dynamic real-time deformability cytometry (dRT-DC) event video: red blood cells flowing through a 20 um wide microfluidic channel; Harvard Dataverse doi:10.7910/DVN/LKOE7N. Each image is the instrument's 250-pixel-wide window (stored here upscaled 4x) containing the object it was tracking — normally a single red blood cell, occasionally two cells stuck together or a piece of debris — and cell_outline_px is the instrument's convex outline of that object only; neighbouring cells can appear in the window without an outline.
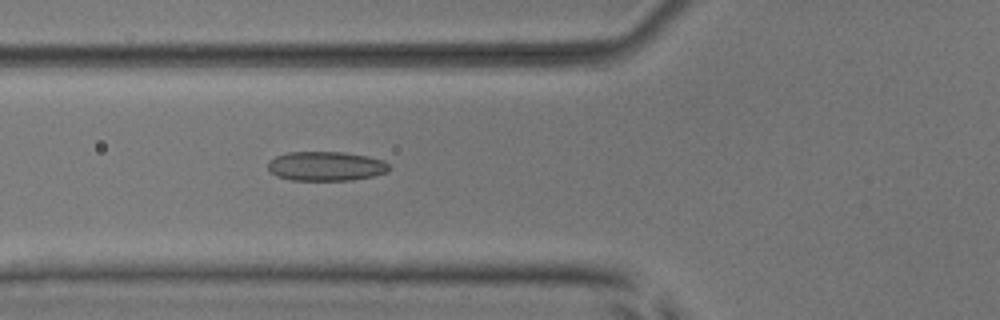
{"species": "common noctule bat (a hibernating species)", "species_latin": "Nyctalus noctula", "temperature_condition": "room temperature", "stored_images_in_passage": 53, "camera_frame_rate_fps": 3000, "um_per_image_px": 0.085, "animal": {"sex": "male", "body_mass_g": 17.9, "forearm_length_mm": 54.2}, "frame": {"image": 1, "passage_image": 20, "time_ms": 6.333, "image_size_px": [1000, 320], "cell_outline_px": [[392, 168], [388, 172], [372, 176], [352, 180], [292, 180], [276, 176], [268, 168], [268, 160], [276, 156], [288, 152], [344, 152], [368, 156], [384, 160]], "centroid_in_image_um": [27.73, 14.12], "position_along_channel_um": 98.1, "area_um2": 20.87}}
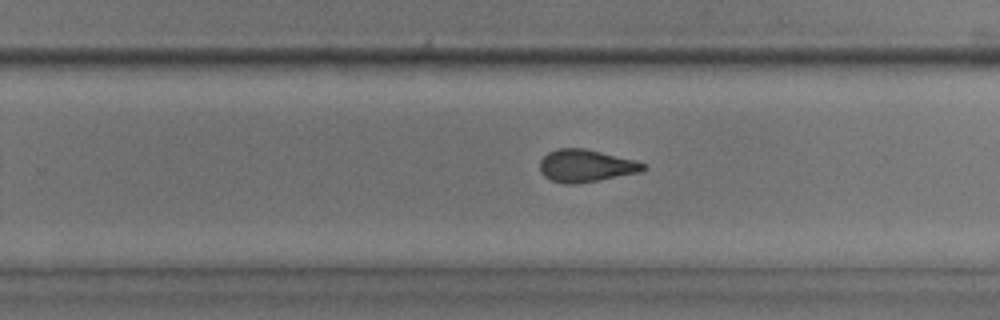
{"frame": {"image": 2, "passage_image": 34, "time_ms": 11.0, "image_size_px": [1000, 320], "cell_outline_px": [[648, 168], [640, 172], [576, 184], [564, 184], [552, 180], [544, 176], [540, 172], [540, 160], [548, 152], [556, 148], [584, 148], [632, 160], [644, 164]], "centroid_in_image_um": [49.74, 14.09], "position_along_channel_um": 280.1, "area_um2": 19.31}}
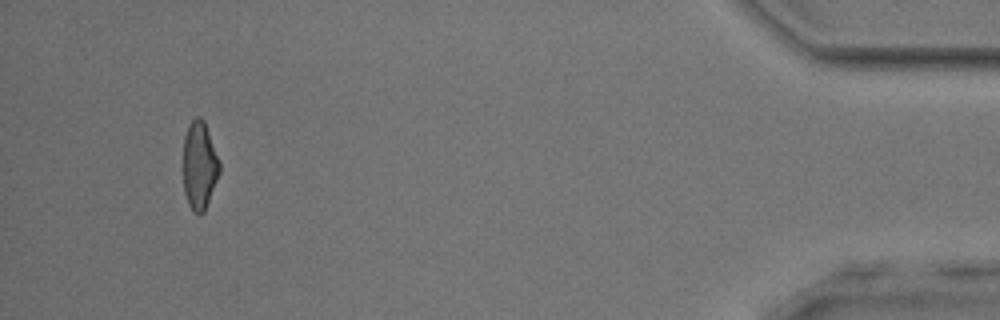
{"frame": {"image": 3, "passage_image": 50, "time_ms": 16.333, "image_size_px": [1000, 320], "cell_outline_px": [[220, 172], [204, 212], [200, 216], [192, 212], [188, 204], [184, 192], [184, 136], [188, 124], [196, 116], [200, 116], [204, 120], [220, 160]], "centroid_in_image_um": [16.96, 14.07], "position_along_channel_um": 418.2, "area_um2": 18.84}, "authors_computed_cell_mechanics": {"area_um2": 20.0566, "velocity_mm_per_s": 3.9032, "shape_relaxation_time_tau1_ms": 10.9017, "shape_relaxation_time_tau2_ms": 1.8489, "deformation_change_tau1": 0.2224, "deformation_change_tau2": 0.0935}}